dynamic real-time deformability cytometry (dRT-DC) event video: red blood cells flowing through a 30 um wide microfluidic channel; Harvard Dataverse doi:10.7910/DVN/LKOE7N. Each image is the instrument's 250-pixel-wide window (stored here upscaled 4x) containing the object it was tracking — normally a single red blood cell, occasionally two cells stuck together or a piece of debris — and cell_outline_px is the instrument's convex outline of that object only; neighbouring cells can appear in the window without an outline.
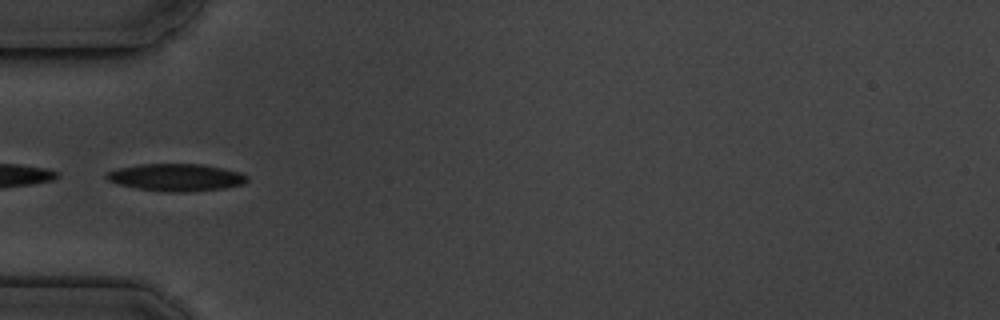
{"species": "common noctule bat (a hibernating species)", "species_latin": "Nyctalus noctula", "temperature_condition": "cold", "stored_images_in_passage": 17, "camera_frame_rate_fps": 3000, "um_per_image_px": 0.085, "animal": {"sex": "male", "body_mass_g": 19.5, "forearm_length_mm": 54.6}, "frame": {"image": 1, "passage_image": 6, "time_ms": 5.667, "image_size_px": [1000, 320], "cell_outline_px": [[248, 180], [244, 184], [224, 188], [188, 192], [168, 192], [136, 188], [120, 184], [108, 180], [104, 176], [104, 172], [120, 168], [140, 164], [204, 164], [224, 168], [240, 172], [248, 176]], "centroid_in_image_um": [14.99, 15.07], "position_along_channel_um": 70.0, "area_um2": 22.48}}
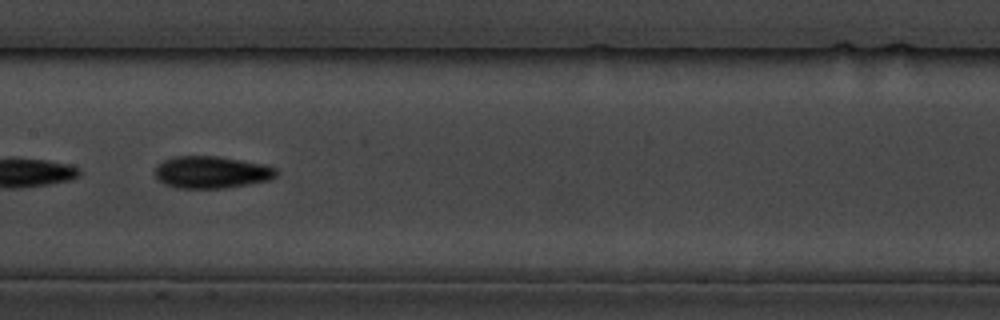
{"frame": {"image": 2, "passage_image": 9, "time_ms": 9.0, "image_size_px": [1000, 320], "cell_outline_px": [[276, 176], [268, 180], [248, 184], [224, 188], [176, 188], [164, 184], [152, 172], [156, 164], [172, 156], [216, 156], [264, 164], [276, 168]], "centroid_in_image_um": [17.91, 14.63], "position_along_channel_um": 189.5, "area_um2": 22.77}}
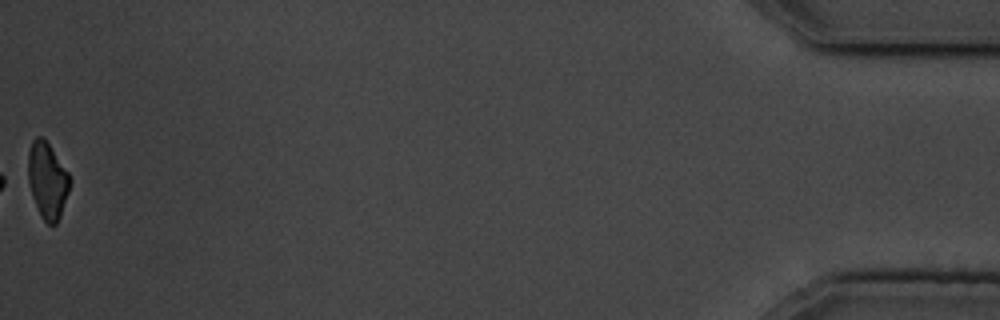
{"frame": {"image": 3, "passage_image": 17, "time_ms": 18.333, "image_size_px": [1000, 320], "cell_outline_px": [[72, 180], [60, 216], [56, 224], [48, 224], [40, 216], [32, 196], [28, 180], [28, 152], [32, 140], [36, 136], [44, 136], [68, 172]], "centroid_in_image_um": [4.02, 15.3], "position_along_channel_um": 431.2, "area_um2": 18.67}, "authors_computed_cell_mechanics": {"area_um2": 21.9062, "velocity_mm_per_s": 3.5907, "shape_relaxation_time_tau1_ms": 4.072, "shape_relaxation_time_tau2_ms": 7.5045, "deformation_change_tau1": 0.1083, "deformation_change_tau2": 0.1092}}